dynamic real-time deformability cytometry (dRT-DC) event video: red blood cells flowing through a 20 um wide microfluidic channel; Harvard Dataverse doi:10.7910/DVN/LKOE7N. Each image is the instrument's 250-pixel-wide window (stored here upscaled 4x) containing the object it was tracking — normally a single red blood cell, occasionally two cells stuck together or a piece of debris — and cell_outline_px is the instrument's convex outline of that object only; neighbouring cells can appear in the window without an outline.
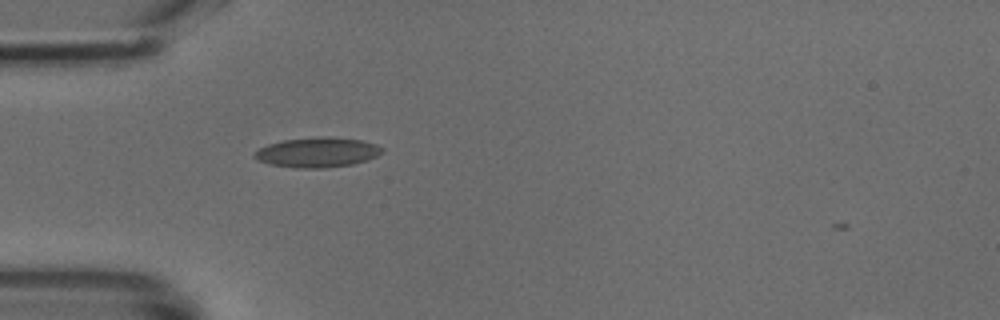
{"species": "common noctule bat (a hibernating species)", "species_latin": "Nyctalus noctula", "temperature_condition": "cold", "stored_images_in_passage": 2, "camera_frame_rate_fps": 3000, "um_per_image_px": 0.085, "animal": {"sex": "male", "body_mass_g": 18.8}, "frame": {"image": 1, "passage_image": 1, "time_ms": 0.0, "image_size_px": [1000, 320], "cell_outline_px": [[384, 152], [368, 160], [352, 164], [324, 168], [296, 168], [272, 164], [260, 160], [252, 156], [260, 148], [268, 144], [284, 140], [316, 136], [328, 136], [360, 140], [376, 144], [384, 148]], "centroid_in_image_um": [27.03, 12.94], "position_along_channel_um": 58.0, "area_um2": 22.2}}